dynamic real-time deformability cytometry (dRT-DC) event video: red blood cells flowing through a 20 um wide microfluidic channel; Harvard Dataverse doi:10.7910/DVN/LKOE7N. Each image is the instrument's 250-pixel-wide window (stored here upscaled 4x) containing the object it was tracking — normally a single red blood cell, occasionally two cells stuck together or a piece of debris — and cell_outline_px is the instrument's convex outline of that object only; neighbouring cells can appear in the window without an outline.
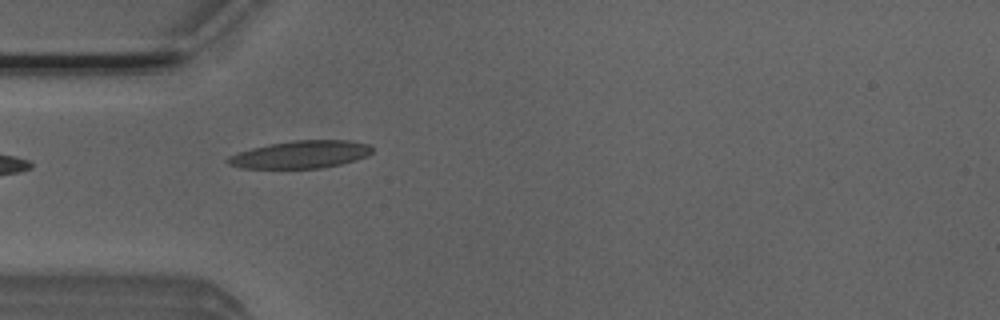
{"species": "Egyptian fruit bat (a non-hibernating species)", "species_latin": "Rousettus aegyptiacus", "temperature_condition": "room temperature", "stored_images_in_passage": 22, "camera_frame_rate_fps": 3000, "um_per_image_px": 0.085, "animal": {"sex": "male"}, "frame": {"image": 1, "passage_image": 1, "time_ms": 0.0, "image_size_px": [1000, 320], "cell_outline_px": [[372, 152], [368, 156], [356, 160], [340, 164], [320, 168], [240, 168], [228, 164], [224, 160], [228, 156], [236, 152], [268, 144], [292, 140], [348, 140], [368, 144], [372, 148]], "centroid_in_image_um": [25.52, 13.13], "position_along_channel_um": 59.5, "area_um2": 23.35}}
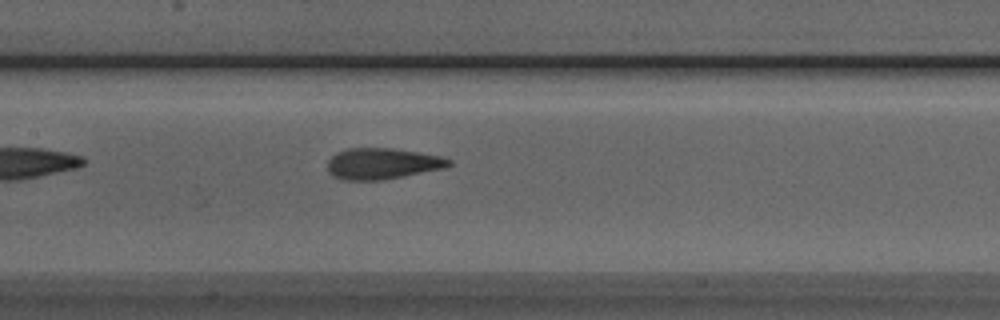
{"frame": {"image": 2, "passage_image": 10, "time_ms": 3.0, "image_size_px": [1000, 320], "cell_outline_px": [[452, 164], [448, 168], [384, 180], [340, 180], [332, 176], [328, 172], [328, 160], [336, 152], [348, 148], [392, 148], [440, 156], [452, 160]], "centroid_in_image_um": [32.5, 13.92], "position_along_channel_um": 174.9, "area_um2": 22.31}}
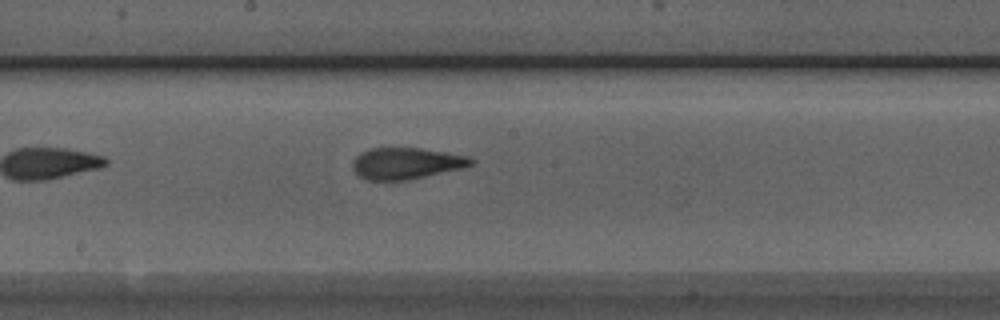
{"frame": {"image": 3, "passage_image": 13, "time_ms": 4.0, "image_size_px": [1000, 320], "cell_outline_px": [[476, 160], [472, 164], [460, 168], [408, 180], [368, 180], [360, 176], [352, 168], [352, 160], [360, 152], [368, 148], [420, 148], [468, 156]], "centroid_in_image_um": [34.48, 13.87], "position_along_channel_um": 213.7, "area_um2": 21.56}, "authors_computed_cell_mechanics": {"area_um2": 21.8195, "velocity_mm_per_s": 3.918, "shape_relaxation_time_tau1_ms": 4.2797, "shape_relaxation_time_tau2_ms": 1.2421, "deformation_change_tau1": 0.1558, "deformation_change_tau2": 0.086}}